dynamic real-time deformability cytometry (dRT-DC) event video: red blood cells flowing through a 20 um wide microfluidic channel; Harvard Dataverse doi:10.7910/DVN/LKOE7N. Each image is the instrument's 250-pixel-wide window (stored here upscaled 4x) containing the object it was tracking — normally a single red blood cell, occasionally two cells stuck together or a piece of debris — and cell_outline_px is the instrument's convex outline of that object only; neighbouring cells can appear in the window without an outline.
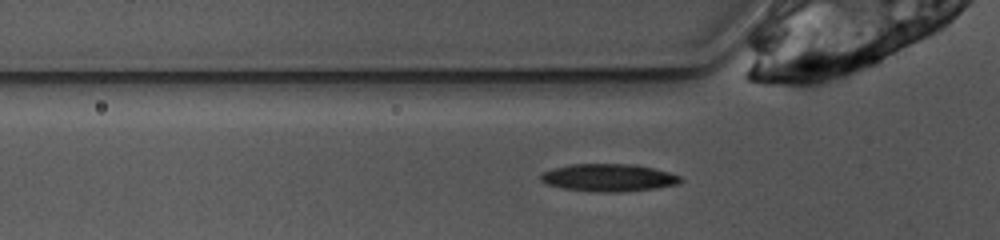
{"species": "common noctule bat (a hibernating species)", "species_latin": "Nyctalus noctula", "temperature_condition": "warm", "stored_images_in_passage": 38, "camera_frame_rate_fps": 3000, "um_per_image_px": 0.085, "animal": {"sex": "female", "body_mass_g": 10.0, "forearm_length_mm": 53.1}, "frame": {"image": 1, "passage_image": 2, "time_ms": 0.333, "image_size_px": [1000, 240], "cell_outline_px": [[684, 180], [680, 184], [652, 188], [620, 192], [600, 192], [564, 188], [548, 184], [540, 180], [540, 176], [544, 172], [552, 168], [572, 164], [636, 164], [668, 172], [680, 176]], "centroid_in_image_um": [51.75, 15.09], "position_along_channel_um": 74.0, "area_um2": 22.25}}
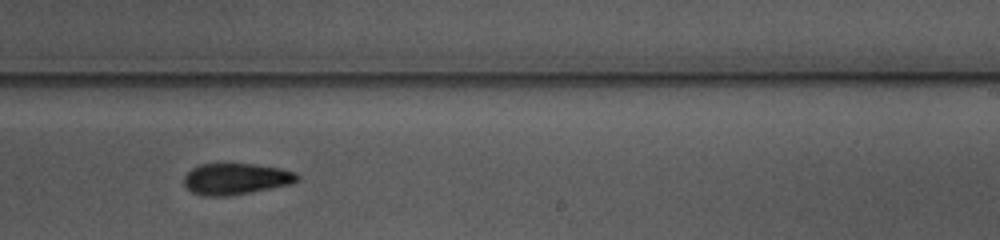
{"frame": {"image": 2, "passage_image": 17, "time_ms": 5.333, "image_size_px": [1000, 240], "cell_outline_px": [[300, 180], [292, 184], [252, 192], [228, 196], [204, 196], [192, 192], [184, 184], [184, 176], [192, 168], [200, 164], [256, 164], [280, 168], [296, 172], [300, 176]], "centroid_in_image_um": [20.09, 15.21], "position_along_channel_um": 268.9, "area_um2": 20.81}}
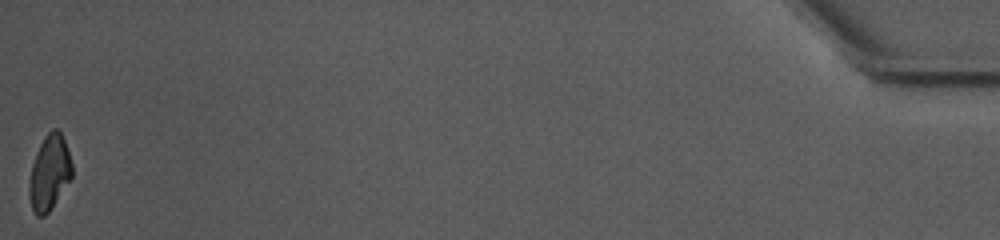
{"frame": {"image": 3, "passage_image": 38, "time_ms": 12.333, "image_size_px": [1000, 240], "cell_outline_px": [[72, 176], [48, 212], [44, 216], [36, 216], [32, 208], [28, 196], [28, 188], [32, 164], [36, 152], [44, 136], [52, 128], [56, 128], [60, 132], [64, 140], [72, 164]], "centroid_in_image_um": [4.17, 14.67], "position_along_channel_um": 431.0, "area_um2": 18.5}, "authors_computed_cell_mechanics": {"area_um2": 20.3745, "velocity_mm_per_s": 3.8757, "shape_relaxation_time_tau1_ms": 3.1512, "shape_relaxation_time_tau2_ms": 10.8729, "deformation_change_tau1": 0.1398, "deformation_change_tau2": 0.212}}